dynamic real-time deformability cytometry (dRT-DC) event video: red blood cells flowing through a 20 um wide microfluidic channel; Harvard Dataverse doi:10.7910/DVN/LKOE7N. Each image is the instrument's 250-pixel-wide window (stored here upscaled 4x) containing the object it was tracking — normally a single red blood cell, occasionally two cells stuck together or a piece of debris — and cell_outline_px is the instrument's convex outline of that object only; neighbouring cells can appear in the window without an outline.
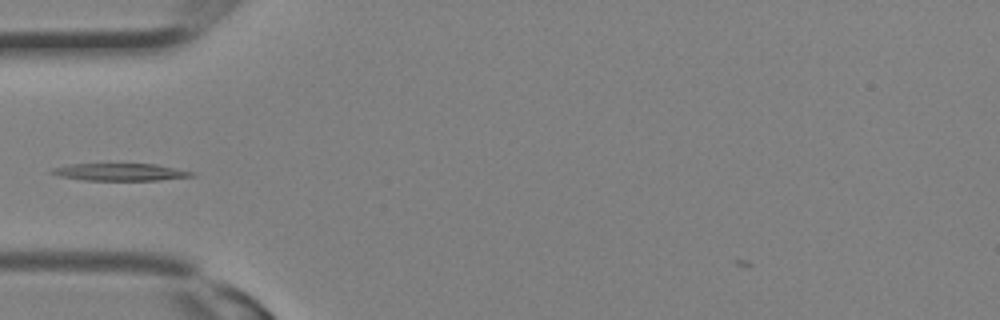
{"species": "Egyptian fruit bat (a non-hibernating species)", "species_latin": "Rousettus aegyptiacus", "temperature_condition": "room temperature", "stored_images_in_passage": 13, "camera_frame_rate_fps": 3000, "um_per_image_px": 0.085, "animal": {"sex": "female"}, "frame": {"image": 1, "passage_image": 1, "time_ms": 0.0, "image_size_px": [1000, 320], "cell_outline_px": [[196, 176], [160, 180], [84, 180], [60, 176], [48, 172], [52, 168], [68, 164], [156, 164], [196, 172]], "centroid_in_image_um": [10.25, 14.62], "position_along_channel_um": 74.8, "area_um2": 14.16}}
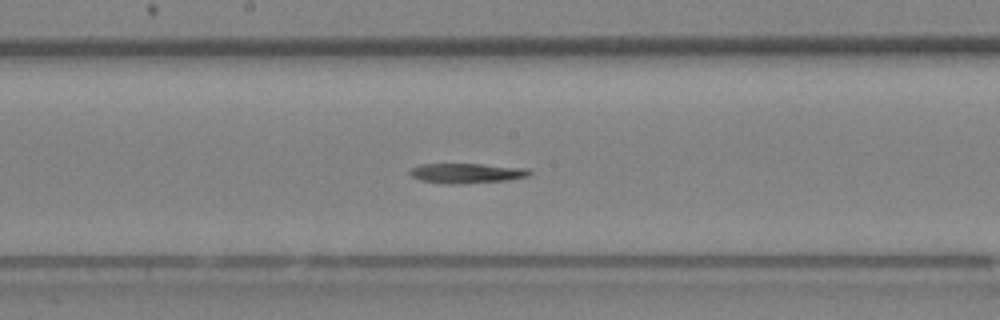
{"frame": {"image": 2, "passage_image": 7, "time_ms": 2.0, "image_size_px": [1000, 320], "cell_outline_px": [[532, 172], [528, 176], [508, 180], [460, 184], [444, 184], [420, 180], [412, 176], [408, 172], [412, 168], [420, 164], [484, 164], [528, 168]], "centroid_in_image_um": [39.67, 14.72], "position_along_channel_um": 208.5, "area_um2": 13.99}}
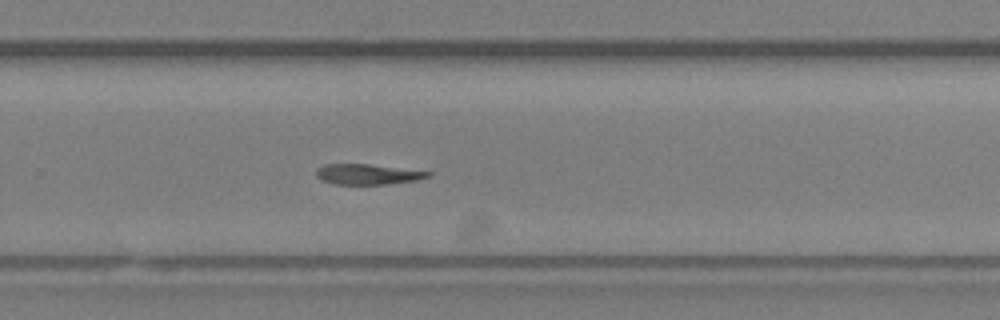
{"frame": {"image": 3, "passage_image": 11, "time_ms": 3.333, "image_size_px": [1000, 320], "cell_outline_px": [[432, 176], [416, 180], [388, 184], [332, 184], [320, 180], [316, 176], [316, 168], [324, 164], [368, 164], [432, 172]], "centroid_in_image_um": [31.21, 14.81], "position_along_channel_um": 298.6, "area_um2": 13.35}}